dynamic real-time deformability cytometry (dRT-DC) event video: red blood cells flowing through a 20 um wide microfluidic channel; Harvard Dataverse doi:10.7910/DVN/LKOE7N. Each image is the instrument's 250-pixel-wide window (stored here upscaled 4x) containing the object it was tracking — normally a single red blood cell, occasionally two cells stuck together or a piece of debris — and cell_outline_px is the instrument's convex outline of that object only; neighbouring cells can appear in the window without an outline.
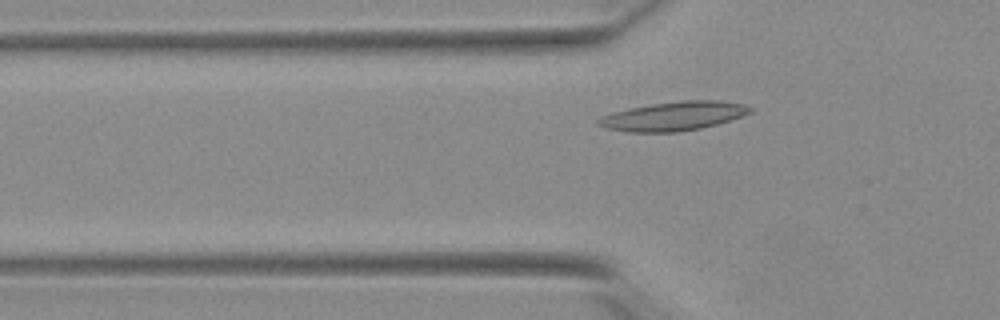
{"species": "Egyptian fruit bat (a non-hibernating species)", "species_latin": "Rousettus aegyptiacus", "temperature_condition": "warm", "stored_images_in_passage": 43, "camera_frame_rate_fps": 3000, "um_per_image_px": 0.085, "animal": {"sex": "female"}, "frame": {"image": 1, "passage_image": 7, "time_ms": 2.0, "image_size_px": [1000, 320], "cell_outline_px": [[752, 112], [744, 116], [716, 124], [700, 128], [676, 132], [628, 132], [608, 128], [596, 124], [596, 120], [600, 116], [612, 112], [652, 104], [680, 100], [720, 100], [740, 104], [752, 108]], "centroid_in_image_um": [57.24, 9.87], "position_along_channel_um": 68.6, "area_um2": 25.49}}
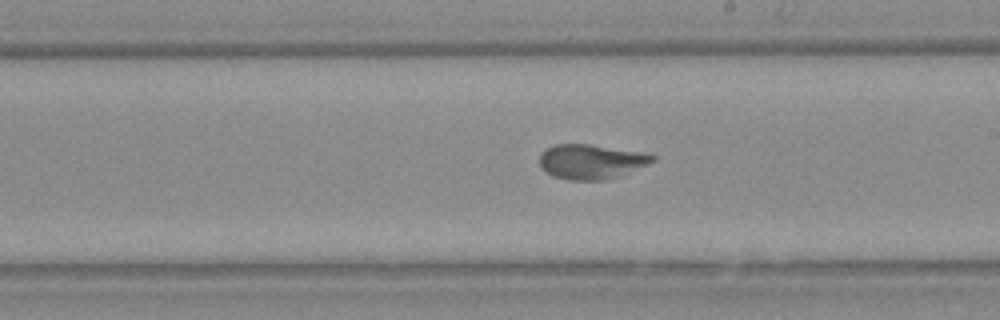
{"frame": {"image": 2, "passage_image": 21, "time_ms": 6.667, "image_size_px": [1000, 320], "cell_outline_px": [[656, 160], [648, 164], [620, 176], [608, 180], [568, 180], [552, 176], [544, 172], [540, 168], [540, 152], [556, 144], [588, 144], [640, 152], [656, 156]], "centroid_in_image_um": [50.22, 13.75], "position_along_channel_um": 238.8, "area_um2": 22.95}}
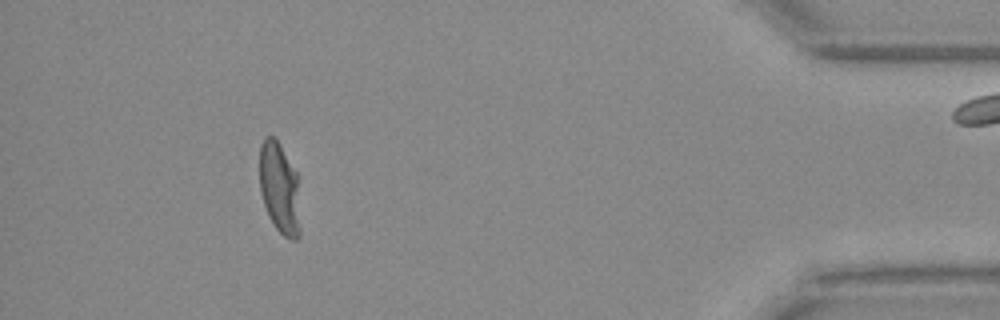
{"frame": {"image": 3, "passage_image": 39, "time_ms": 12.667, "image_size_px": [1000, 320], "cell_outline_px": [[300, 236], [296, 240], [292, 240], [284, 236], [276, 228], [268, 216], [260, 192], [260, 144], [264, 136], [276, 136], [296, 172], [300, 228]], "centroid_in_image_um": [23.74, 15.97], "position_along_channel_um": 411.5, "area_um2": 21.73}, "authors_computed_cell_mechanics": {"area_um2": 22.7732, "velocity_mm_per_s": 3.814, "shape_relaxation_time_tau1_ms": 3.2032, "shape_relaxation_time_tau2_ms": null, "deformation_change_tau1": 0.2092, "deformation_change_tau2": null}}